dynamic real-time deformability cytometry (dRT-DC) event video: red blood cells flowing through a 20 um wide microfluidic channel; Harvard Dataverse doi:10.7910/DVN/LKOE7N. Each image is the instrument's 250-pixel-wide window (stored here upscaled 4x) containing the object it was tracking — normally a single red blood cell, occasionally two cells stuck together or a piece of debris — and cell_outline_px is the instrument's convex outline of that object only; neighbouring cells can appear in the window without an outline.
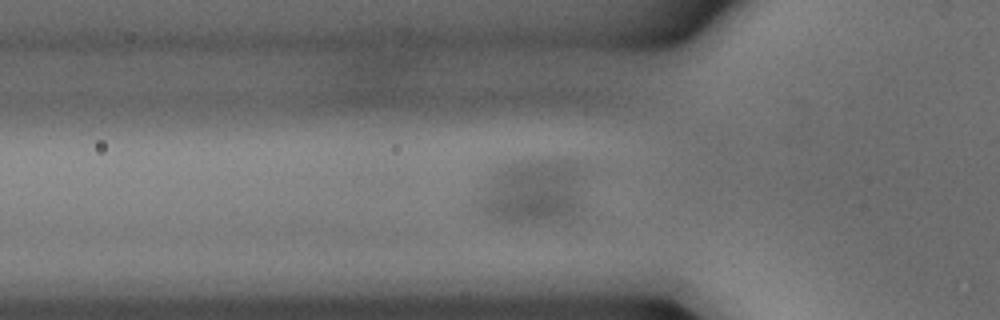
{"species": "common noctule bat (a hibernating species)", "species_latin": "Nyctalus noctula", "temperature_condition": "warm", "stored_images_in_passage": 35, "camera_frame_rate_fps": 3000, "um_per_image_px": 0.085, "animal": {"sex": "male", "body_mass_g": 15.6}, "frame": {"image": 1, "passage_image": 11, "time_ms": 3.333, "image_size_px": [1000, 320], "cell_outline_px": [[600, 216], [596, 224], [552, 228], [488, 224], [464, 212], [472, 204], [512, 176], [520, 172], [540, 172], [556, 176]], "centroid_in_image_um": [45.32, 17.31], "position_along_channel_um": 80.5, "area_um2": 36.24}}
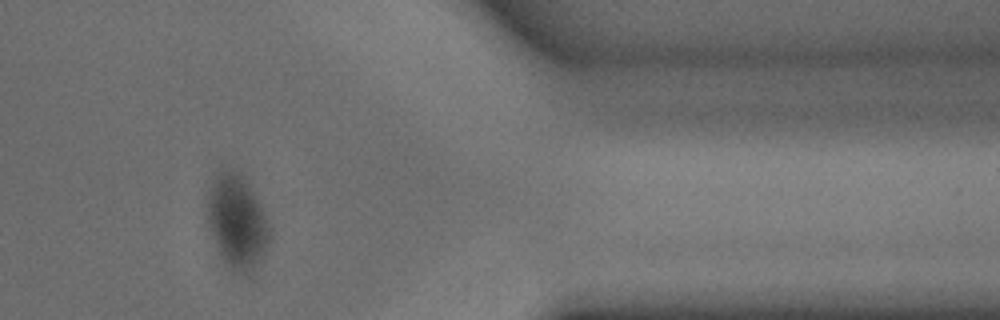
{"frame": {"image": 2, "passage_image": 29, "time_ms": 9.333, "image_size_px": [1000, 320], "cell_outline_px": [[268, 244], [260, 260], [252, 272], [232, 272], [228, 268], [220, 256], [216, 248], [208, 224], [204, 204], [220, 160], [240, 172], [248, 180], [264, 212], [268, 228]], "centroid_in_image_um": [20.06, 18.7], "position_along_channel_um": 391.3, "area_um2": 35.08}}
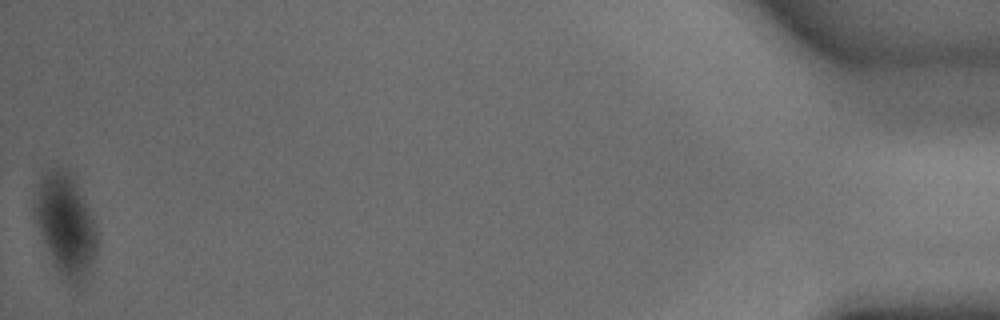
{"frame": {"image": 3, "passage_image": 35, "time_ms": 11.333, "image_size_px": [1000, 320], "cell_outline_px": [[96, 256], [84, 280], [68, 280], [52, 264], [40, 232], [36, 220], [36, 192], [40, 176], [44, 172], [56, 168], [60, 168], [68, 172], [84, 200], [92, 220], [96, 232]], "centroid_in_image_um": [5.55, 19.09], "position_along_channel_um": 429.6, "area_um2": 35.14}}